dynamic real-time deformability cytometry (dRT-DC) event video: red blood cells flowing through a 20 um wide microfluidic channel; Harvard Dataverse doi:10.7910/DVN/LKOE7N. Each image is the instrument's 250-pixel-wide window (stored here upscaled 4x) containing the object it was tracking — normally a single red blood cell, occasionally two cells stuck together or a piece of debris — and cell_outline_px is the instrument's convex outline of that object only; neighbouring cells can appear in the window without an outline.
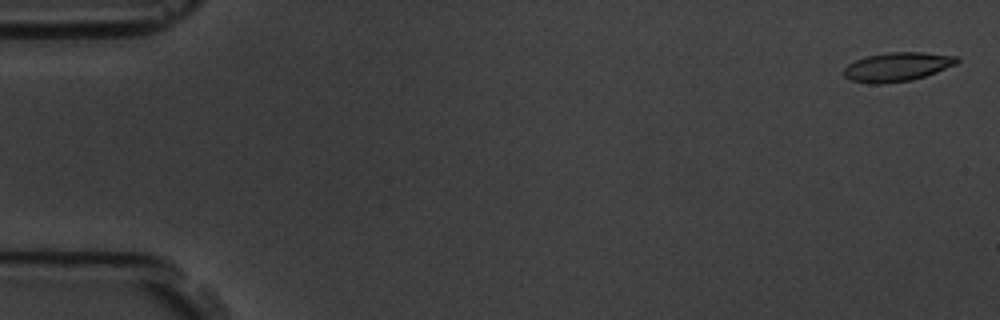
{"species": "common noctule bat (a hibernating species)", "species_latin": "Nyctalus noctula", "temperature_condition": "room temperature", "stored_images_in_passage": 5, "camera_frame_rate_fps": 3000, "um_per_image_px": 0.085, "animal": {"sex": "male", "body_mass_g": 19.5, "forearm_length_mm": 54.6}, "frame": {"image": 1, "passage_image": 1, "time_ms": 0.0, "image_size_px": [1000, 320], "cell_outline_px": [[960, 60], [956, 64], [936, 72], [912, 80], [880, 84], [868, 84], [852, 80], [844, 76], [844, 68], [848, 64], [856, 60], [868, 56], [888, 52], [920, 52], [956, 56]], "centroid_in_image_um": [76.25, 5.68], "position_along_channel_um": 8.8, "area_um2": 18.96}}
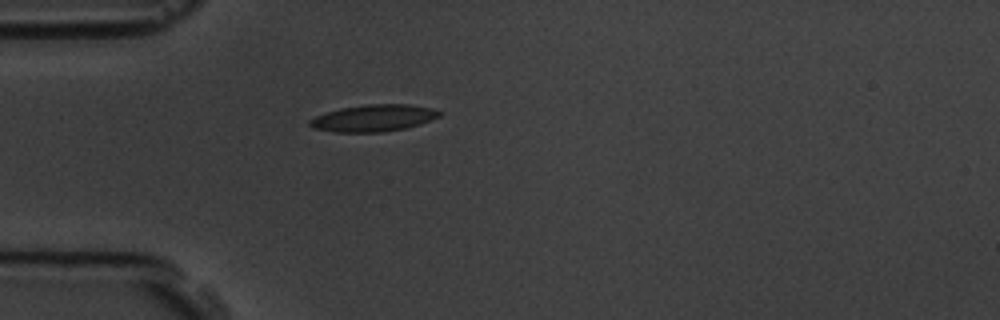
{"frame": {"image": 2, "passage_image": 5, "time_ms": 4.667, "image_size_px": [1000, 320], "cell_outline_px": [[444, 112], [440, 116], [432, 120], [420, 124], [404, 128], [384, 132], [332, 132], [312, 128], [308, 124], [308, 120], [316, 116], [340, 108], [364, 104], [408, 104], [432, 108]], "centroid_in_image_um": [31.76, 10.03], "position_along_channel_um": 53.2, "area_um2": 20.46}}